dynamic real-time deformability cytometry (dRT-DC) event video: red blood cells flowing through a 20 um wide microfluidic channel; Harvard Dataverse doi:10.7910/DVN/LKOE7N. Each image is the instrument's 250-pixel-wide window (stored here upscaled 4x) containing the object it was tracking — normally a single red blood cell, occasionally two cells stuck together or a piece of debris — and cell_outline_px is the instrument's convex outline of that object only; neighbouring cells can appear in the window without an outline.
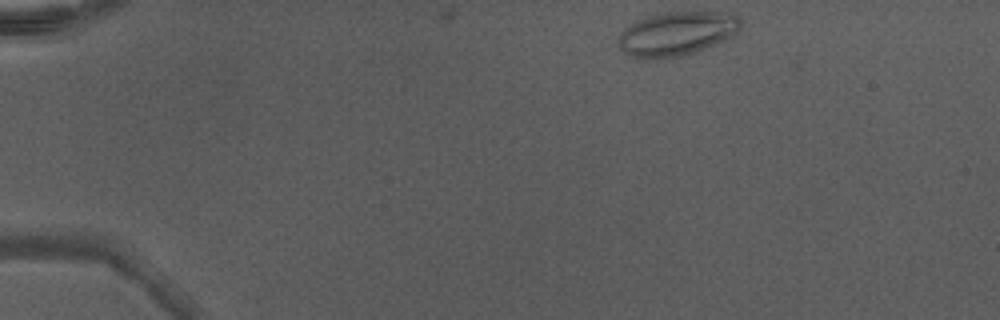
{"species": "Egyptian fruit bat (a non-hibernating species)", "species_latin": "Rousettus aegyptiacus", "temperature_condition": "warm", "stored_images_in_passage": 3, "camera_frame_rate_fps": 3000, "um_per_image_px": 0.085, "animal": {"sex": "male"}, "frame": {"image": 1, "passage_image": 1, "time_ms": 0.0, "image_size_px": [1000, 320], "cell_outline_px": [[740, 28], [732, 36], [716, 44], [692, 52], [660, 60], [640, 60], [628, 56], [620, 48], [620, 32], [624, 28], [656, 12], [716, 12], [736, 16], [740, 20]], "centroid_in_image_um": [57.46, 2.88], "position_along_channel_um": 27.5, "area_um2": 31.21}}